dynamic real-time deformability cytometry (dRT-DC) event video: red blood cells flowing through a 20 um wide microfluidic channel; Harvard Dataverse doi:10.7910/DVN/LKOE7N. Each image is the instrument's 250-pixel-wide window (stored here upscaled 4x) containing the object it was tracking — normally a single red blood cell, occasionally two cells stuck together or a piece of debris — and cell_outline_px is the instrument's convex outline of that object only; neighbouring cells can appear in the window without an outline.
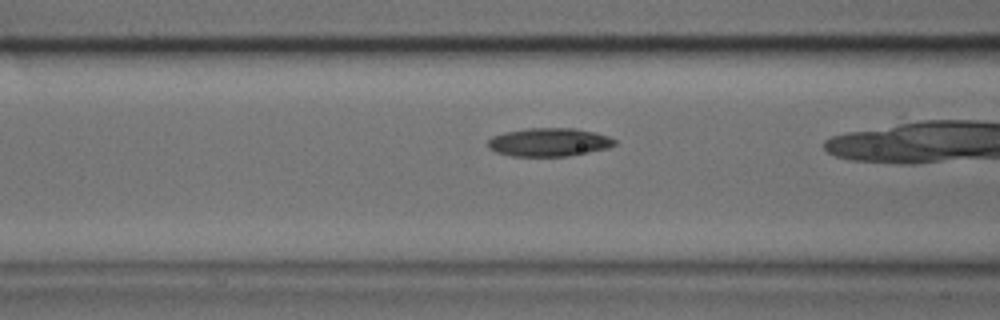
{"species": "common noctule bat (a hibernating species)", "species_latin": "Nyctalus noctula", "temperature_condition": "cold", "stored_images_in_passage": 30, "camera_frame_rate_fps": 3000, "um_per_image_px": 0.085, "animal": {"sex": "male", "body_mass_g": 17.9, "forearm_length_mm": 54.2}, "frame": {"image": 1, "passage_image": 13, "time_ms": 4.0, "image_size_px": [1000, 320], "cell_outline_px": [[616, 144], [608, 148], [568, 156], [512, 156], [496, 152], [488, 148], [488, 140], [492, 136], [504, 132], [528, 128], [576, 128], [596, 132], [608, 136], [616, 140]], "centroid_in_image_um": [46.66, 12.08], "position_along_channel_um": 119.9, "area_um2": 21.04}}